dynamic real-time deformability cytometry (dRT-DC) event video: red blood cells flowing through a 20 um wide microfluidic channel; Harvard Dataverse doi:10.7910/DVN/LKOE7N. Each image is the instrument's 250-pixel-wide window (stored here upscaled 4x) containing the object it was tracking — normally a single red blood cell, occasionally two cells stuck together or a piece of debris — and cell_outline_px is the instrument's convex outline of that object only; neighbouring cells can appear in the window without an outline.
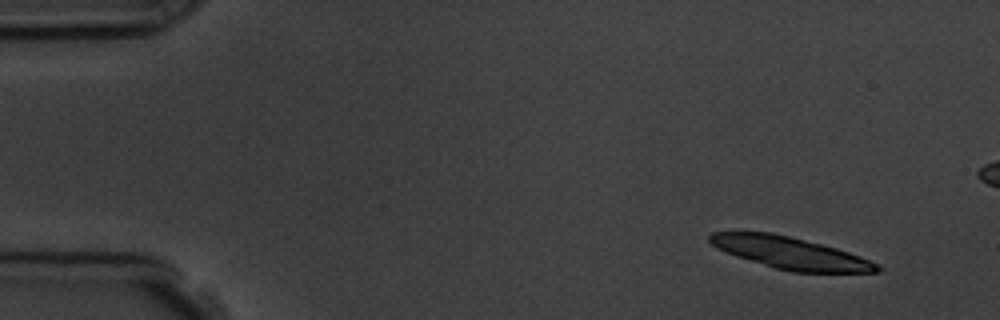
{"species": "common noctule bat (a hibernating species)", "species_latin": "Nyctalus noctula", "temperature_condition": "room temperature", "stored_images_in_passage": 6, "camera_frame_rate_fps": 3000, "um_per_image_px": 0.085, "animal": {"sex": "male", "body_mass_g": 19.5, "forearm_length_mm": 54.6}, "frame": {"image": 1, "passage_image": 2, "time_ms": 1.0, "image_size_px": [1000, 320], "cell_outline_px": [[884, 268], [880, 272], [792, 272], [776, 268], [736, 256], [716, 248], [708, 240], [708, 236], [712, 232], [772, 232], [836, 248], [860, 256]], "centroid_in_image_um": [67.16, 21.5], "position_along_channel_um": 17.8, "area_um2": 30.75}}